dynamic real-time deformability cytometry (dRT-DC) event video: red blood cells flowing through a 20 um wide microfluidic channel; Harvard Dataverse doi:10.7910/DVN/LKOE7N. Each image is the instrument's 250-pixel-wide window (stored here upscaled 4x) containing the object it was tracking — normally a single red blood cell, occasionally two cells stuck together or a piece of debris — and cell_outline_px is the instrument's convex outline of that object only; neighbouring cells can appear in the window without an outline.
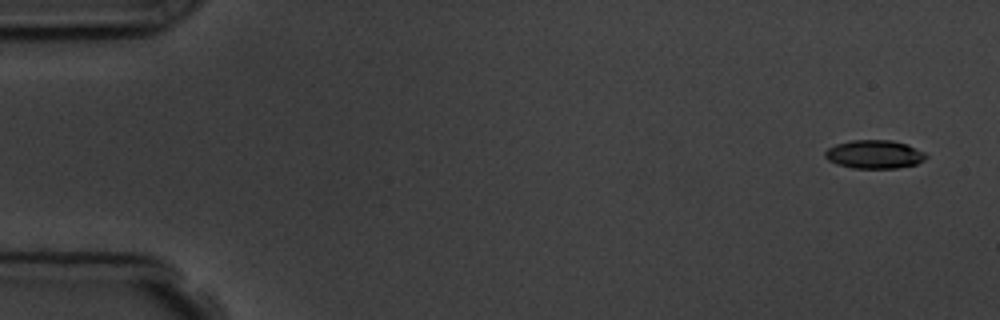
{"species": "common noctule bat (a hibernating species)", "species_latin": "Nyctalus noctula", "temperature_condition": "room temperature", "stored_images_in_passage": 3, "camera_frame_rate_fps": 3000, "um_per_image_px": 0.085, "animal": {"sex": "male", "body_mass_g": 19.5, "forearm_length_mm": 54.6}, "frame": {"image": 1, "passage_image": 1, "time_ms": 0.0, "image_size_px": [1000, 320], "cell_outline_px": [[928, 156], [924, 160], [916, 164], [896, 168], [852, 168], [836, 164], [828, 160], [824, 156], [824, 152], [828, 148], [836, 144], [852, 140], [892, 140], [904, 144], [924, 152]], "centroid_in_image_um": [74.29, 13.12], "position_along_channel_um": 10.7, "area_um2": 16.65}}